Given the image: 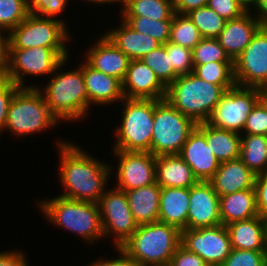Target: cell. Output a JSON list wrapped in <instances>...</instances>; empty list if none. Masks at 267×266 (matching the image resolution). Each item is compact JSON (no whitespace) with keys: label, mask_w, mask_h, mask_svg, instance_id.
I'll return each mask as SVG.
<instances>
[{"label":"cell","mask_w":267,"mask_h":266,"mask_svg":"<svg viewBox=\"0 0 267 266\" xmlns=\"http://www.w3.org/2000/svg\"><path fill=\"white\" fill-rule=\"evenodd\" d=\"M221 266H267V251L232 249Z\"/></svg>","instance_id":"cell-42"},{"label":"cell","mask_w":267,"mask_h":266,"mask_svg":"<svg viewBox=\"0 0 267 266\" xmlns=\"http://www.w3.org/2000/svg\"><path fill=\"white\" fill-rule=\"evenodd\" d=\"M166 52L170 53L171 64L174 71L179 75L190 74L194 70L192 50L167 41L165 44Z\"/></svg>","instance_id":"cell-40"},{"label":"cell","mask_w":267,"mask_h":266,"mask_svg":"<svg viewBox=\"0 0 267 266\" xmlns=\"http://www.w3.org/2000/svg\"><path fill=\"white\" fill-rule=\"evenodd\" d=\"M112 27L103 34L131 60L141 59L162 45L153 37L133 30L120 17L118 26Z\"/></svg>","instance_id":"cell-22"},{"label":"cell","mask_w":267,"mask_h":266,"mask_svg":"<svg viewBox=\"0 0 267 266\" xmlns=\"http://www.w3.org/2000/svg\"><path fill=\"white\" fill-rule=\"evenodd\" d=\"M220 197L209 181H198L190 187L187 229L213 227L221 224Z\"/></svg>","instance_id":"cell-16"},{"label":"cell","mask_w":267,"mask_h":266,"mask_svg":"<svg viewBox=\"0 0 267 266\" xmlns=\"http://www.w3.org/2000/svg\"><path fill=\"white\" fill-rule=\"evenodd\" d=\"M193 64L209 62H234L220 45L217 38H203L193 49Z\"/></svg>","instance_id":"cell-37"},{"label":"cell","mask_w":267,"mask_h":266,"mask_svg":"<svg viewBox=\"0 0 267 266\" xmlns=\"http://www.w3.org/2000/svg\"><path fill=\"white\" fill-rule=\"evenodd\" d=\"M226 90L190 74L178 76L167 88L165 99L196 124L205 123Z\"/></svg>","instance_id":"cell-5"},{"label":"cell","mask_w":267,"mask_h":266,"mask_svg":"<svg viewBox=\"0 0 267 266\" xmlns=\"http://www.w3.org/2000/svg\"><path fill=\"white\" fill-rule=\"evenodd\" d=\"M265 94L266 92L259 88L235 85L226 90L207 123L220 129L242 134L249 113Z\"/></svg>","instance_id":"cell-11"},{"label":"cell","mask_w":267,"mask_h":266,"mask_svg":"<svg viewBox=\"0 0 267 266\" xmlns=\"http://www.w3.org/2000/svg\"><path fill=\"white\" fill-rule=\"evenodd\" d=\"M187 15L203 38H217L226 23L223 17L208 6L192 10Z\"/></svg>","instance_id":"cell-35"},{"label":"cell","mask_w":267,"mask_h":266,"mask_svg":"<svg viewBox=\"0 0 267 266\" xmlns=\"http://www.w3.org/2000/svg\"><path fill=\"white\" fill-rule=\"evenodd\" d=\"M181 245L199 255L208 266H221L232 250L228 230L222 224L182 230Z\"/></svg>","instance_id":"cell-15"},{"label":"cell","mask_w":267,"mask_h":266,"mask_svg":"<svg viewBox=\"0 0 267 266\" xmlns=\"http://www.w3.org/2000/svg\"><path fill=\"white\" fill-rule=\"evenodd\" d=\"M29 14L27 0H0V27L8 33Z\"/></svg>","instance_id":"cell-38"},{"label":"cell","mask_w":267,"mask_h":266,"mask_svg":"<svg viewBox=\"0 0 267 266\" xmlns=\"http://www.w3.org/2000/svg\"><path fill=\"white\" fill-rule=\"evenodd\" d=\"M68 3L69 0H27V7L31 14L59 20L69 27L66 19L61 17L66 13Z\"/></svg>","instance_id":"cell-39"},{"label":"cell","mask_w":267,"mask_h":266,"mask_svg":"<svg viewBox=\"0 0 267 266\" xmlns=\"http://www.w3.org/2000/svg\"><path fill=\"white\" fill-rule=\"evenodd\" d=\"M35 205L48 225L69 231L87 246H95L104 240L98 203L78 201L56 194L36 200Z\"/></svg>","instance_id":"cell-3"},{"label":"cell","mask_w":267,"mask_h":266,"mask_svg":"<svg viewBox=\"0 0 267 266\" xmlns=\"http://www.w3.org/2000/svg\"><path fill=\"white\" fill-rule=\"evenodd\" d=\"M122 92L124 98L163 100L166 97V87L140 59L130 61Z\"/></svg>","instance_id":"cell-20"},{"label":"cell","mask_w":267,"mask_h":266,"mask_svg":"<svg viewBox=\"0 0 267 266\" xmlns=\"http://www.w3.org/2000/svg\"><path fill=\"white\" fill-rule=\"evenodd\" d=\"M263 23L252 13L226 20L224 29L217 37L220 45L234 61L248 46Z\"/></svg>","instance_id":"cell-21"},{"label":"cell","mask_w":267,"mask_h":266,"mask_svg":"<svg viewBox=\"0 0 267 266\" xmlns=\"http://www.w3.org/2000/svg\"><path fill=\"white\" fill-rule=\"evenodd\" d=\"M197 124L175 109L166 99L154 100L151 153L154 156L179 154Z\"/></svg>","instance_id":"cell-9"},{"label":"cell","mask_w":267,"mask_h":266,"mask_svg":"<svg viewBox=\"0 0 267 266\" xmlns=\"http://www.w3.org/2000/svg\"><path fill=\"white\" fill-rule=\"evenodd\" d=\"M119 16H140L156 20H172L173 0H119ZM121 5V6H120Z\"/></svg>","instance_id":"cell-30"},{"label":"cell","mask_w":267,"mask_h":266,"mask_svg":"<svg viewBox=\"0 0 267 266\" xmlns=\"http://www.w3.org/2000/svg\"><path fill=\"white\" fill-rule=\"evenodd\" d=\"M69 59L70 57L65 58L45 81L46 83L43 81L37 86V89L42 93L47 106L60 123L77 122L78 124L88 116V95L82 60L73 69L72 65L68 63Z\"/></svg>","instance_id":"cell-2"},{"label":"cell","mask_w":267,"mask_h":266,"mask_svg":"<svg viewBox=\"0 0 267 266\" xmlns=\"http://www.w3.org/2000/svg\"><path fill=\"white\" fill-rule=\"evenodd\" d=\"M178 155L191 167L198 181H209L220 165L205 140V123L197 124Z\"/></svg>","instance_id":"cell-17"},{"label":"cell","mask_w":267,"mask_h":266,"mask_svg":"<svg viewBox=\"0 0 267 266\" xmlns=\"http://www.w3.org/2000/svg\"><path fill=\"white\" fill-rule=\"evenodd\" d=\"M161 186H149L125 191L133 218L138 225L159 221Z\"/></svg>","instance_id":"cell-26"},{"label":"cell","mask_w":267,"mask_h":266,"mask_svg":"<svg viewBox=\"0 0 267 266\" xmlns=\"http://www.w3.org/2000/svg\"><path fill=\"white\" fill-rule=\"evenodd\" d=\"M236 2L242 6L246 12H253L257 4V0H236Z\"/></svg>","instance_id":"cell-52"},{"label":"cell","mask_w":267,"mask_h":266,"mask_svg":"<svg viewBox=\"0 0 267 266\" xmlns=\"http://www.w3.org/2000/svg\"><path fill=\"white\" fill-rule=\"evenodd\" d=\"M263 220H264L265 246L267 249V216L264 217Z\"/></svg>","instance_id":"cell-54"},{"label":"cell","mask_w":267,"mask_h":266,"mask_svg":"<svg viewBox=\"0 0 267 266\" xmlns=\"http://www.w3.org/2000/svg\"><path fill=\"white\" fill-rule=\"evenodd\" d=\"M193 73L206 82L221 85L225 90L231 89L236 85L234 62H209L194 65Z\"/></svg>","instance_id":"cell-32"},{"label":"cell","mask_w":267,"mask_h":266,"mask_svg":"<svg viewBox=\"0 0 267 266\" xmlns=\"http://www.w3.org/2000/svg\"><path fill=\"white\" fill-rule=\"evenodd\" d=\"M9 33L0 27V69L3 67L8 54Z\"/></svg>","instance_id":"cell-50"},{"label":"cell","mask_w":267,"mask_h":266,"mask_svg":"<svg viewBox=\"0 0 267 266\" xmlns=\"http://www.w3.org/2000/svg\"><path fill=\"white\" fill-rule=\"evenodd\" d=\"M84 51L83 59L94 69L124 81L131 61L104 34Z\"/></svg>","instance_id":"cell-18"},{"label":"cell","mask_w":267,"mask_h":266,"mask_svg":"<svg viewBox=\"0 0 267 266\" xmlns=\"http://www.w3.org/2000/svg\"><path fill=\"white\" fill-rule=\"evenodd\" d=\"M169 266H208V264L199 255L180 245L173 254Z\"/></svg>","instance_id":"cell-45"},{"label":"cell","mask_w":267,"mask_h":266,"mask_svg":"<svg viewBox=\"0 0 267 266\" xmlns=\"http://www.w3.org/2000/svg\"><path fill=\"white\" fill-rule=\"evenodd\" d=\"M70 1V0H69ZM76 1V0H75ZM77 1H79V0H77ZM85 2L86 4L87 3H89V4H93V5H96V6H100L101 7V5H105V7L106 6H111L110 4H112V6H114L113 4H119V3H117V2H119V0H80V2Z\"/></svg>","instance_id":"cell-53"},{"label":"cell","mask_w":267,"mask_h":266,"mask_svg":"<svg viewBox=\"0 0 267 266\" xmlns=\"http://www.w3.org/2000/svg\"><path fill=\"white\" fill-rule=\"evenodd\" d=\"M219 201L221 224L224 226L259 216L256 207L255 188L221 196Z\"/></svg>","instance_id":"cell-28"},{"label":"cell","mask_w":267,"mask_h":266,"mask_svg":"<svg viewBox=\"0 0 267 266\" xmlns=\"http://www.w3.org/2000/svg\"><path fill=\"white\" fill-rule=\"evenodd\" d=\"M235 84L267 93V27L263 24L244 51L234 60Z\"/></svg>","instance_id":"cell-14"},{"label":"cell","mask_w":267,"mask_h":266,"mask_svg":"<svg viewBox=\"0 0 267 266\" xmlns=\"http://www.w3.org/2000/svg\"><path fill=\"white\" fill-rule=\"evenodd\" d=\"M207 6L225 20L235 19L246 13L236 0H208Z\"/></svg>","instance_id":"cell-44"},{"label":"cell","mask_w":267,"mask_h":266,"mask_svg":"<svg viewBox=\"0 0 267 266\" xmlns=\"http://www.w3.org/2000/svg\"><path fill=\"white\" fill-rule=\"evenodd\" d=\"M254 174L240 158L220 163L218 170L209 180L219 197L244 189L254 188Z\"/></svg>","instance_id":"cell-23"},{"label":"cell","mask_w":267,"mask_h":266,"mask_svg":"<svg viewBox=\"0 0 267 266\" xmlns=\"http://www.w3.org/2000/svg\"><path fill=\"white\" fill-rule=\"evenodd\" d=\"M26 254L21 248L0 251V266H30Z\"/></svg>","instance_id":"cell-47"},{"label":"cell","mask_w":267,"mask_h":266,"mask_svg":"<svg viewBox=\"0 0 267 266\" xmlns=\"http://www.w3.org/2000/svg\"><path fill=\"white\" fill-rule=\"evenodd\" d=\"M254 188L257 211L264 218L267 216V173L256 175Z\"/></svg>","instance_id":"cell-46"},{"label":"cell","mask_w":267,"mask_h":266,"mask_svg":"<svg viewBox=\"0 0 267 266\" xmlns=\"http://www.w3.org/2000/svg\"><path fill=\"white\" fill-rule=\"evenodd\" d=\"M226 228L232 249L267 251L262 217L232 222L226 225Z\"/></svg>","instance_id":"cell-27"},{"label":"cell","mask_w":267,"mask_h":266,"mask_svg":"<svg viewBox=\"0 0 267 266\" xmlns=\"http://www.w3.org/2000/svg\"><path fill=\"white\" fill-rule=\"evenodd\" d=\"M205 140L220 163L238 159L241 148V134L220 129L205 122Z\"/></svg>","instance_id":"cell-29"},{"label":"cell","mask_w":267,"mask_h":266,"mask_svg":"<svg viewBox=\"0 0 267 266\" xmlns=\"http://www.w3.org/2000/svg\"><path fill=\"white\" fill-rule=\"evenodd\" d=\"M19 89L18 85L14 84L0 71V136L3 135L6 125L10 102Z\"/></svg>","instance_id":"cell-43"},{"label":"cell","mask_w":267,"mask_h":266,"mask_svg":"<svg viewBox=\"0 0 267 266\" xmlns=\"http://www.w3.org/2000/svg\"><path fill=\"white\" fill-rule=\"evenodd\" d=\"M181 245V231L162 222L138 225L137 230L120 247L135 265H169Z\"/></svg>","instance_id":"cell-4"},{"label":"cell","mask_w":267,"mask_h":266,"mask_svg":"<svg viewBox=\"0 0 267 266\" xmlns=\"http://www.w3.org/2000/svg\"><path fill=\"white\" fill-rule=\"evenodd\" d=\"M111 187L101 196L98 206L104 239L110 238L114 249L127 241L137 230L138 224L133 218L125 191Z\"/></svg>","instance_id":"cell-12"},{"label":"cell","mask_w":267,"mask_h":266,"mask_svg":"<svg viewBox=\"0 0 267 266\" xmlns=\"http://www.w3.org/2000/svg\"><path fill=\"white\" fill-rule=\"evenodd\" d=\"M202 39L201 33L187 14L174 13L169 39L171 43L192 50Z\"/></svg>","instance_id":"cell-33"},{"label":"cell","mask_w":267,"mask_h":266,"mask_svg":"<svg viewBox=\"0 0 267 266\" xmlns=\"http://www.w3.org/2000/svg\"><path fill=\"white\" fill-rule=\"evenodd\" d=\"M196 182L191 167L178 154L156 156V183L161 187L190 188Z\"/></svg>","instance_id":"cell-25"},{"label":"cell","mask_w":267,"mask_h":266,"mask_svg":"<svg viewBox=\"0 0 267 266\" xmlns=\"http://www.w3.org/2000/svg\"><path fill=\"white\" fill-rule=\"evenodd\" d=\"M59 124L37 88H20L10 102L3 131L10 132L11 137L13 135L19 140L42 132L45 134L46 130H52Z\"/></svg>","instance_id":"cell-7"},{"label":"cell","mask_w":267,"mask_h":266,"mask_svg":"<svg viewBox=\"0 0 267 266\" xmlns=\"http://www.w3.org/2000/svg\"><path fill=\"white\" fill-rule=\"evenodd\" d=\"M72 37L63 22L30 13L9 32L8 49L69 48Z\"/></svg>","instance_id":"cell-10"},{"label":"cell","mask_w":267,"mask_h":266,"mask_svg":"<svg viewBox=\"0 0 267 266\" xmlns=\"http://www.w3.org/2000/svg\"><path fill=\"white\" fill-rule=\"evenodd\" d=\"M239 158L254 174L267 173V135L242 133Z\"/></svg>","instance_id":"cell-31"},{"label":"cell","mask_w":267,"mask_h":266,"mask_svg":"<svg viewBox=\"0 0 267 266\" xmlns=\"http://www.w3.org/2000/svg\"><path fill=\"white\" fill-rule=\"evenodd\" d=\"M140 60L153 70L156 77L166 88L179 76L174 71L170 60V53L166 52L163 44Z\"/></svg>","instance_id":"cell-36"},{"label":"cell","mask_w":267,"mask_h":266,"mask_svg":"<svg viewBox=\"0 0 267 266\" xmlns=\"http://www.w3.org/2000/svg\"><path fill=\"white\" fill-rule=\"evenodd\" d=\"M243 133L267 135V93L249 113L243 128Z\"/></svg>","instance_id":"cell-41"},{"label":"cell","mask_w":267,"mask_h":266,"mask_svg":"<svg viewBox=\"0 0 267 266\" xmlns=\"http://www.w3.org/2000/svg\"><path fill=\"white\" fill-rule=\"evenodd\" d=\"M69 51L70 48H43L40 46L8 49L6 61L0 71L20 88H37L35 83L27 85L28 76L33 79L43 76L46 77V81L55 72L58 65L70 56Z\"/></svg>","instance_id":"cell-8"},{"label":"cell","mask_w":267,"mask_h":266,"mask_svg":"<svg viewBox=\"0 0 267 266\" xmlns=\"http://www.w3.org/2000/svg\"><path fill=\"white\" fill-rule=\"evenodd\" d=\"M208 0H173L174 11L178 14H188L190 11L207 6Z\"/></svg>","instance_id":"cell-49"},{"label":"cell","mask_w":267,"mask_h":266,"mask_svg":"<svg viewBox=\"0 0 267 266\" xmlns=\"http://www.w3.org/2000/svg\"><path fill=\"white\" fill-rule=\"evenodd\" d=\"M263 24L267 22V0H257L252 12Z\"/></svg>","instance_id":"cell-51"},{"label":"cell","mask_w":267,"mask_h":266,"mask_svg":"<svg viewBox=\"0 0 267 266\" xmlns=\"http://www.w3.org/2000/svg\"><path fill=\"white\" fill-rule=\"evenodd\" d=\"M82 70L88 95V116L91 107L117 106L123 99L122 82L91 67L83 58ZM113 104V105H112Z\"/></svg>","instance_id":"cell-19"},{"label":"cell","mask_w":267,"mask_h":266,"mask_svg":"<svg viewBox=\"0 0 267 266\" xmlns=\"http://www.w3.org/2000/svg\"><path fill=\"white\" fill-rule=\"evenodd\" d=\"M190 188L161 187L159 222L187 229Z\"/></svg>","instance_id":"cell-24"},{"label":"cell","mask_w":267,"mask_h":266,"mask_svg":"<svg viewBox=\"0 0 267 266\" xmlns=\"http://www.w3.org/2000/svg\"><path fill=\"white\" fill-rule=\"evenodd\" d=\"M111 154L117 162L110 164L115 188L129 191L156 183V156L151 152L112 150Z\"/></svg>","instance_id":"cell-13"},{"label":"cell","mask_w":267,"mask_h":266,"mask_svg":"<svg viewBox=\"0 0 267 266\" xmlns=\"http://www.w3.org/2000/svg\"><path fill=\"white\" fill-rule=\"evenodd\" d=\"M116 254L114 257L106 258L105 256H99L97 260H92L86 266H135L126 253L120 248L115 247ZM105 257V258H104Z\"/></svg>","instance_id":"cell-48"},{"label":"cell","mask_w":267,"mask_h":266,"mask_svg":"<svg viewBox=\"0 0 267 266\" xmlns=\"http://www.w3.org/2000/svg\"><path fill=\"white\" fill-rule=\"evenodd\" d=\"M54 144L59 157L58 181L62 188L58 195L98 203L109 188L108 181L113 178L110 161L100 160L72 140L59 138Z\"/></svg>","instance_id":"cell-1"},{"label":"cell","mask_w":267,"mask_h":266,"mask_svg":"<svg viewBox=\"0 0 267 266\" xmlns=\"http://www.w3.org/2000/svg\"><path fill=\"white\" fill-rule=\"evenodd\" d=\"M120 18L133 30L149 35L161 44L170 39L172 20H154L140 16H120Z\"/></svg>","instance_id":"cell-34"},{"label":"cell","mask_w":267,"mask_h":266,"mask_svg":"<svg viewBox=\"0 0 267 266\" xmlns=\"http://www.w3.org/2000/svg\"><path fill=\"white\" fill-rule=\"evenodd\" d=\"M113 135V148L128 152H151L154 99L124 98Z\"/></svg>","instance_id":"cell-6"}]
</instances>
